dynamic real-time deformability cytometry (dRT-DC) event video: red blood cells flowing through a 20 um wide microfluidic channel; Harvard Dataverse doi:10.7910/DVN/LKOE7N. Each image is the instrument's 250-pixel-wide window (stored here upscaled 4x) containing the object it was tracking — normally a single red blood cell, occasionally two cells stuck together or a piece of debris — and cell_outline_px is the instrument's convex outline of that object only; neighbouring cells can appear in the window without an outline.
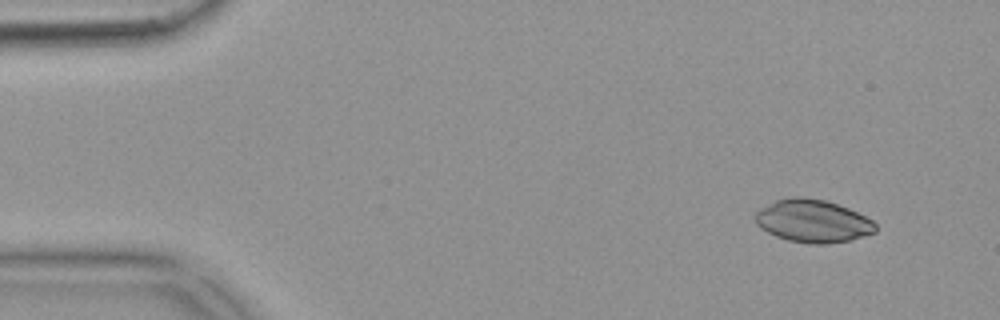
{"species": "common noctule bat (a hibernating species)", "species_latin": "Nyctalus noctula", "temperature_condition": "warm", "stored_images_in_passage": 49, "camera_frame_rate_fps": 3000, "um_per_image_px": 0.085, "animal": {"sex": "female", "body_mass_g": 18.4}, "frame": {"image": 1, "passage_image": 1, "time_ms": 0.0, "image_size_px": [1000, 320], "cell_outline_px": [[876, 232], [852, 240], [828, 244], [808, 244], [788, 240], [776, 236], [760, 228], [756, 224], [752, 216], [760, 208], [776, 200], [792, 196], [804, 196], [824, 200], [848, 208], [872, 220], [876, 224]], "centroid_in_image_um": [69.06, 18.79], "position_along_channel_um": 15.9, "area_um2": 30.23}}
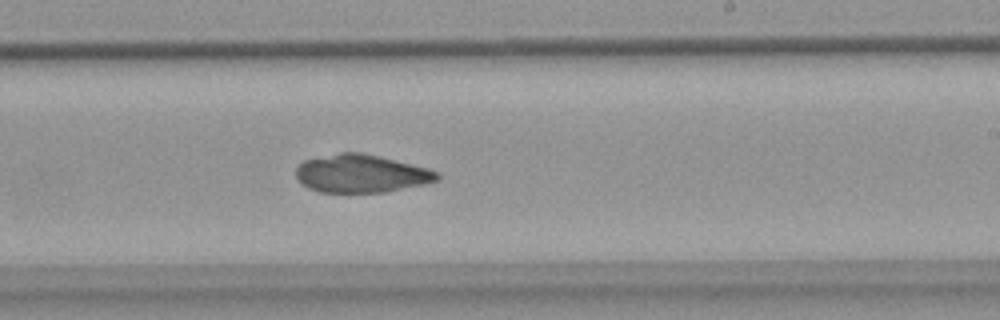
{"frame": {"image": 2, "passage_image": 28, "time_ms": 9.0, "image_size_px": [1000, 320], "cell_outline_px": [[440, 180], [424, 184], [384, 192], [320, 192], [308, 188], [300, 184], [296, 176], [296, 168], [304, 160], [340, 152], [360, 152], [380, 156], [428, 168], [440, 172]], "centroid_in_image_um": [30.7, 14.75], "position_along_channel_um": 258.3, "area_um2": 31.39}}
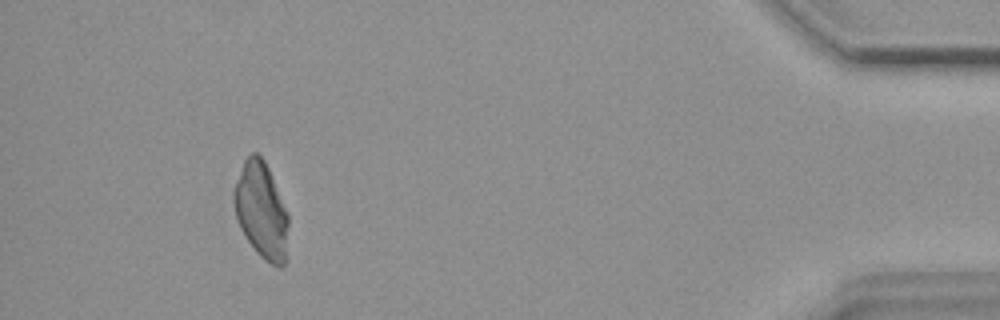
{"frame": {"image": 3, "passage_image": 45, "time_ms": 14.667, "image_size_px": [1000, 320], "cell_outline_px": [[288, 224], [284, 264], [280, 268], [264, 260], [256, 252], [244, 236], [236, 220], [232, 200], [232, 192], [236, 180], [244, 160], [252, 152], [256, 152], [264, 160], [268, 168], [288, 216]], "centroid_in_image_um": [22.16, 17.89], "position_along_channel_um": 413.0, "area_um2": 30.35}}